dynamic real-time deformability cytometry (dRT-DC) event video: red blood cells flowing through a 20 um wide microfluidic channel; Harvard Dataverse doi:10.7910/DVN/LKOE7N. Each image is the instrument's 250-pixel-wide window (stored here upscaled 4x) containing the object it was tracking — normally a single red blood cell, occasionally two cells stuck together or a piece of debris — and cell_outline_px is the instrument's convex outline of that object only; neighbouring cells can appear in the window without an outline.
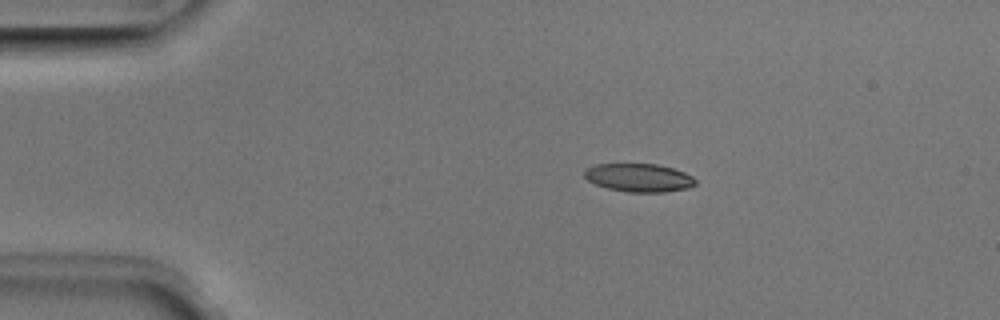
{"species": "Egyptian fruit bat (a non-hibernating species)", "species_latin": "Rousettus aegyptiacus", "temperature_condition": "room temperature", "stored_images_in_passage": 50, "camera_frame_rate_fps": 3000, "um_per_image_px": 0.085, "animal": {"sex": "male"}, "frame": {"image": 1, "passage_image": 9, "time_ms": 2.667, "image_size_px": [1000, 320], "cell_outline_px": [[696, 184], [688, 188], [664, 192], [628, 192], [608, 188], [596, 184], [588, 180], [584, 176], [584, 172], [588, 168], [596, 164], [656, 164], [672, 168], [684, 172], [692, 176], [696, 180]], "centroid_in_image_um": [54.33, 15.1], "position_along_channel_um": 30.7, "area_um2": 18.15}}
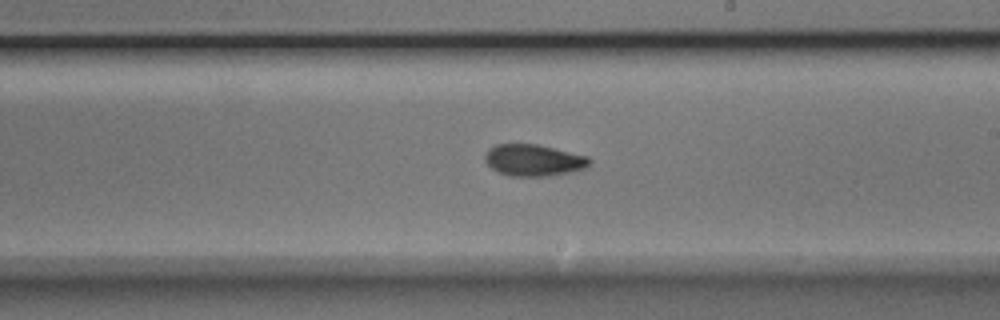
{"frame": {"image": 2, "passage_image": 29, "time_ms": 9.333, "image_size_px": [1000, 320], "cell_outline_px": [[592, 160], [584, 168], [568, 172], [548, 176], [512, 176], [496, 172], [484, 160], [484, 156], [488, 148], [496, 144], [536, 144], [588, 156]], "centroid_in_image_um": [45.31, 13.61], "position_along_channel_um": 243.7, "area_um2": 19.19}}
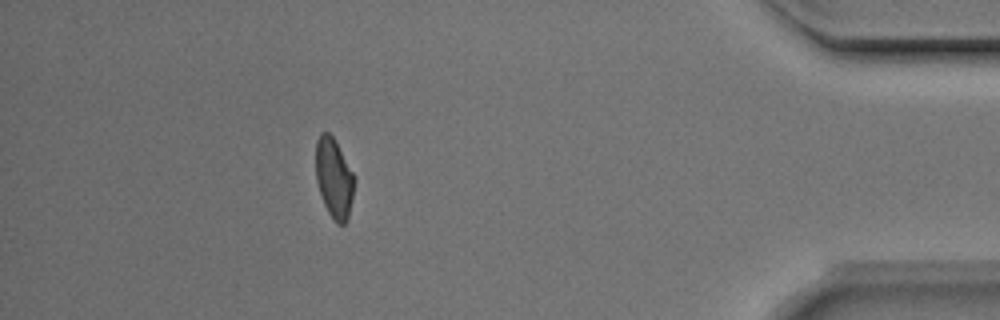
{"frame": {"image": 3, "passage_image": 45, "time_ms": 14.667, "image_size_px": [1000, 320], "cell_outline_px": [[356, 176], [348, 220], [344, 224], [336, 224], [328, 212], [324, 204], [316, 180], [316, 140], [320, 132], [328, 132], [332, 136]], "centroid_in_image_um": [28.4, 15.15], "position_along_channel_um": 406.8, "area_um2": 18.03}, "authors_computed_cell_mechanics": {"area_um2": 18.7272, "velocity_mm_per_s": 3.98, "shape_relaxation_time_tau1_ms": 6.8767, "shape_relaxation_time_tau2_ms": 2.152, "deformation_change_tau1": 0.1822, "deformation_change_tau2": 0.0759}}